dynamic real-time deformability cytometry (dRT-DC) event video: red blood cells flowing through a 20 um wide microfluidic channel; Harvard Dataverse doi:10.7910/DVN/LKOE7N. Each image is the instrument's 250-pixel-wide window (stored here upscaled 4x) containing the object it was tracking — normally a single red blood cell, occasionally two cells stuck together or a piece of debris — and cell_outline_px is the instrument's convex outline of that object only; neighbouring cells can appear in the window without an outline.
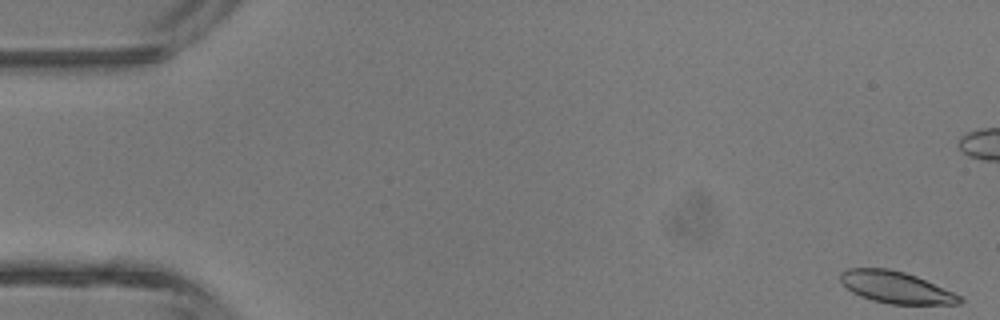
{"species": "common noctule bat (a hibernating species)", "species_latin": "Nyctalus noctula", "temperature_condition": "room temperature", "stored_images_in_passage": 6, "camera_frame_rate_fps": 3000, "um_per_image_px": 0.085, "animal": {"sex": "male", "body_mass_g": 13.3}, "frame": {"image": 1, "passage_image": 1, "time_ms": 0.0, "image_size_px": [1000, 320], "cell_outline_px": [[964, 300], [960, 304], [888, 304], [872, 300], [860, 296], [852, 292], [840, 280], [840, 272], [848, 268], [888, 268], [904, 272], [916, 276], [952, 292], [960, 296]], "centroid_in_image_um": [76.13, 24.42], "position_along_channel_um": 8.9, "area_um2": 21.91}}
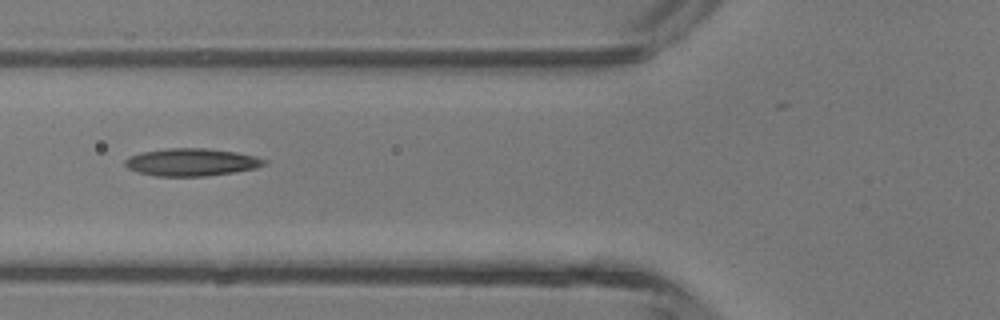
{"frame": {"image": 2, "passage_image": 6, "time_ms": 6.667, "image_size_px": [1000, 320], "cell_outline_px": [[268, 164], [256, 168], [232, 172], [204, 176], [156, 176], [136, 172], [128, 168], [124, 164], [124, 160], [128, 156], [140, 152], [168, 148], [204, 148], [236, 152], [268, 160]], "centroid_in_image_um": [16.23, 13.78], "position_along_channel_um": 109.6, "area_um2": 22.37}}